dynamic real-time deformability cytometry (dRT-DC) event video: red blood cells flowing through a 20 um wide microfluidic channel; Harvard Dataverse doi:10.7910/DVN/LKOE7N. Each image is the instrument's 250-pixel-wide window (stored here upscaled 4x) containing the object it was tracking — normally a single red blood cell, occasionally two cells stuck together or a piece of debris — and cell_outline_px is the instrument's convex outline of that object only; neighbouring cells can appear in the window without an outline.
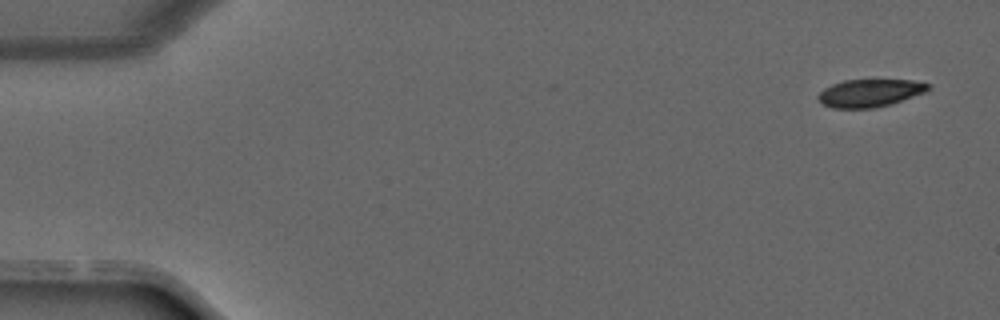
{"species": "common noctule bat (a hibernating species)", "species_latin": "Nyctalus noctula", "temperature_condition": "warm", "stored_images_in_passage": 8, "camera_frame_rate_fps": 3000, "um_per_image_px": 0.085, "animal": {"sex": "male", "forearm_length_mm": 52.5}, "frame": {"image": 1, "passage_image": 1, "time_ms": 0.0, "image_size_px": [1000, 320], "cell_outline_px": [[932, 88], [924, 92], [888, 104], [872, 108], [832, 108], [824, 104], [816, 96], [824, 88], [832, 84], [844, 80], [912, 80], [932, 84]], "centroid_in_image_um": [73.93, 7.89], "position_along_channel_um": 11.1, "area_um2": 17.51}}